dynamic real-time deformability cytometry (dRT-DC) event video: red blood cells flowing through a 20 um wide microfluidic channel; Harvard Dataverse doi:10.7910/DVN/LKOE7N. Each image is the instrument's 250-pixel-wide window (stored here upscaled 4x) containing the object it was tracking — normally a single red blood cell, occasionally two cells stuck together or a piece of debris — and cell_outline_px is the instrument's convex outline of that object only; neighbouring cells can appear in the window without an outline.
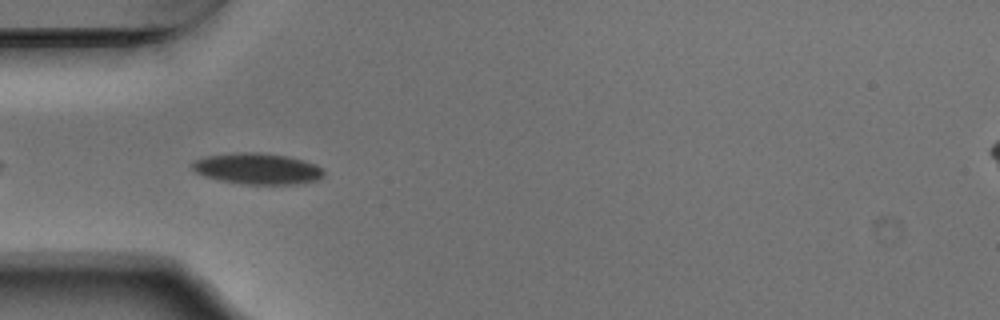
{"species": "Egyptian fruit bat (a non-hibernating species)", "species_latin": "Rousettus aegyptiacus", "temperature_condition": "warm", "stored_images_in_passage": 8, "camera_frame_rate_fps": 3000, "um_per_image_px": 0.085, "animal": {"sex": "male"}, "frame": {"image": 1, "passage_image": 4, "time_ms": 1.0, "image_size_px": [1000, 320], "cell_outline_px": [[320, 172], [316, 176], [296, 180], [244, 180], [220, 176], [204, 172], [196, 168], [196, 164], [204, 160], [228, 156], [268, 156], [292, 160], [316, 168]], "centroid_in_image_um": [21.87, 14.3], "position_along_channel_um": 63.1, "area_um2": 16.59}}
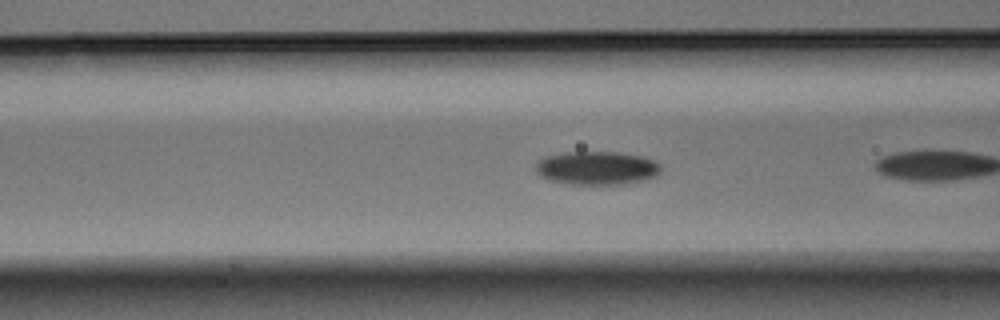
{"frame": {"image": 2, "passage_image": 6, "time_ms": 1.667, "image_size_px": [1000, 320], "cell_outline_px": [[652, 172], [636, 176], [608, 180], [584, 180], [556, 176], [544, 172], [540, 168], [548, 160], [564, 156], [624, 156], [644, 160], [652, 164]], "centroid_in_image_um": [50.71, 14.23], "position_along_channel_um": 115.9, "area_um2": 15.78}}